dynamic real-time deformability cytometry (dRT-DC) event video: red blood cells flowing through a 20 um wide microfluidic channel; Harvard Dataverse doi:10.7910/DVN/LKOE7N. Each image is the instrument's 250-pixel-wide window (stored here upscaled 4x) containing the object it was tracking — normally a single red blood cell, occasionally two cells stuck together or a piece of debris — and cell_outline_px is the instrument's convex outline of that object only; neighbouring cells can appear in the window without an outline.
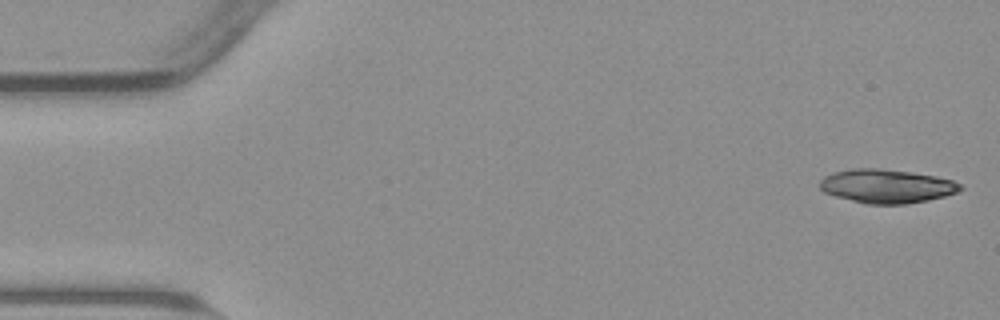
{"species": "common noctule bat (a hibernating species)", "species_latin": "Nyctalus noctula", "temperature_condition": "warm", "stored_images_in_passage": 18, "camera_frame_rate_fps": 3000, "um_per_image_px": 0.085, "animal": {"sex": "male", "body_mass_g": 23.1, "forearm_length_mm": 52.7}, "frame": {"image": 1, "passage_image": 1, "time_ms": 0.0, "image_size_px": [1000, 320], "cell_outline_px": [[964, 188], [956, 192], [944, 196], [928, 200], [904, 204], [864, 204], [836, 196], [824, 192], [820, 188], [820, 180], [824, 176], [832, 172], [852, 168], [880, 168], [912, 172], [936, 176], [952, 180], [960, 184]], "centroid_in_image_um": [75.34, 15.81], "position_along_channel_um": 9.7, "area_um2": 27.74}}
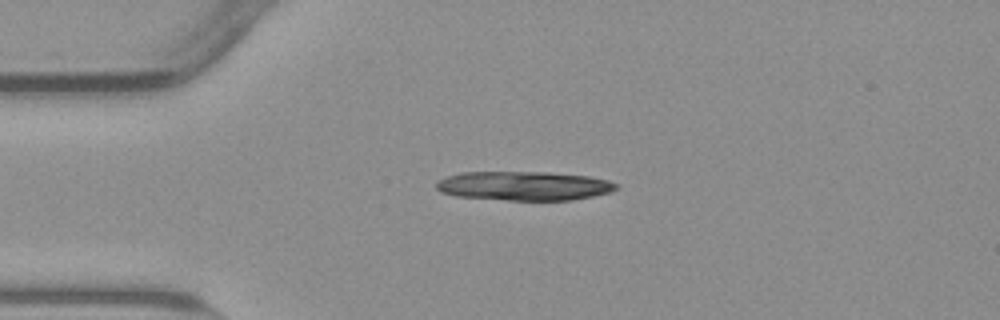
{"frame": {"image": 2, "passage_image": 12, "time_ms": 3.667, "image_size_px": [1000, 320], "cell_outline_px": [[620, 188], [608, 192], [592, 196], [572, 200], [504, 200], [456, 196], [440, 192], [436, 188], [436, 180], [460, 172], [548, 172], [588, 176], [608, 180], [620, 184]], "centroid_in_image_um": [44.53, 15.79], "position_along_channel_um": 40.5, "area_um2": 30.69}}